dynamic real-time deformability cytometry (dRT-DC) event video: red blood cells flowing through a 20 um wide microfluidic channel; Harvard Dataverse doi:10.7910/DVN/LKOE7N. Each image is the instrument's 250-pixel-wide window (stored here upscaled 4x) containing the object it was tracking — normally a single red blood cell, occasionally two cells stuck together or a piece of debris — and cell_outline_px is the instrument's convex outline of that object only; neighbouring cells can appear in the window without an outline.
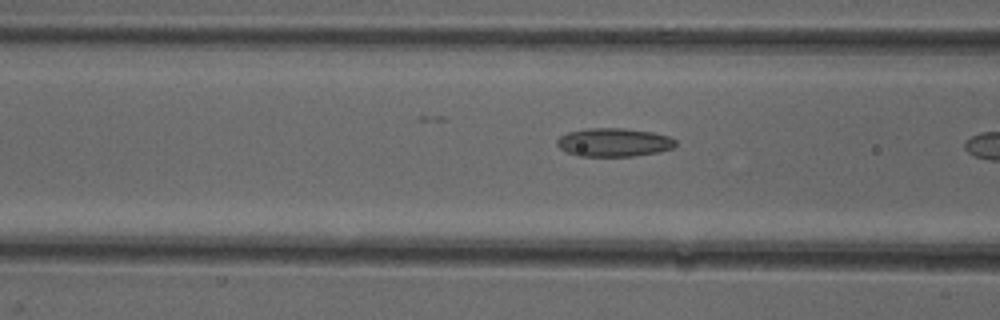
{"species": "common noctule bat (a hibernating species)", "species_latin": "Nyctalus noctula", "temperature_condition": "cold", "stored_images_in_passage": 7, "camera_frame_rate_fps": 3000, "um_per_image_px": 0.085, "animal": {"sex": "female"}, "frame": {"image": 1, "passage_image": 6, "time_ms": 1.667, "image_size_px": [1000, 320], "cell_outline_px": [[676, 144], [672, 148], [660, 152], [632, 156], [576, 156], [560, 148], [556, 144], [556, 140], [560, 136], [568, 132], [584, 128], [624, 128], [652, 132], [668, 136], [676, 140]], "centroid_in_image_um": [52.16, 12.1], "position_along_channel_um": 114.4, "area_um2": 19.77}}